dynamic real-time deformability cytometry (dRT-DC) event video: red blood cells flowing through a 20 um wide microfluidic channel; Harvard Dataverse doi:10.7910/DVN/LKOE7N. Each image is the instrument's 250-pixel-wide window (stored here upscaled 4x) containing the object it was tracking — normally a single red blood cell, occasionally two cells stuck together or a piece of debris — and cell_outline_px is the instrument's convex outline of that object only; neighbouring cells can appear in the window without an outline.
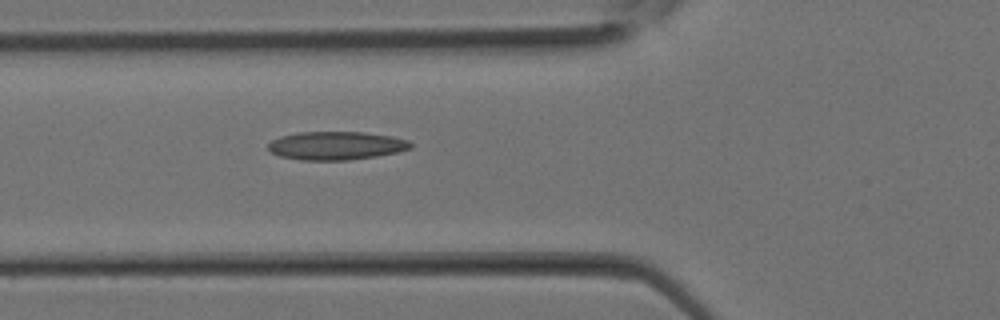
{"species": "Egyptian fruit bat (a non-hibernating species)", "species_latin": "Rousettus aegyptiacus", "temperature_condition": "room temperature", "stored_images_in_passage": 2, "camera_frame_rate_fps": 3000, "um_per_image_px": 0.085, "animal": {"sex": "female"}, "frame": {"image": 1, "passage_image": 2, "time_ms": 0.333, "image_size_px": [1000, 320], "cell_outline_px": [[412, 148], [400, 152], [376, 156], [348, 160], [300, 160], [280, 156], [272, 152], [268, 148], [268, 144], [272, 140], [280, 136], [296, 132], [364, 132], [392, 136], [408, 140], [412, 144]], "centroid_in_image_um": [28.59, 12.38], "position_along_channel_um": 97.2, "area_um2": 23.64}}